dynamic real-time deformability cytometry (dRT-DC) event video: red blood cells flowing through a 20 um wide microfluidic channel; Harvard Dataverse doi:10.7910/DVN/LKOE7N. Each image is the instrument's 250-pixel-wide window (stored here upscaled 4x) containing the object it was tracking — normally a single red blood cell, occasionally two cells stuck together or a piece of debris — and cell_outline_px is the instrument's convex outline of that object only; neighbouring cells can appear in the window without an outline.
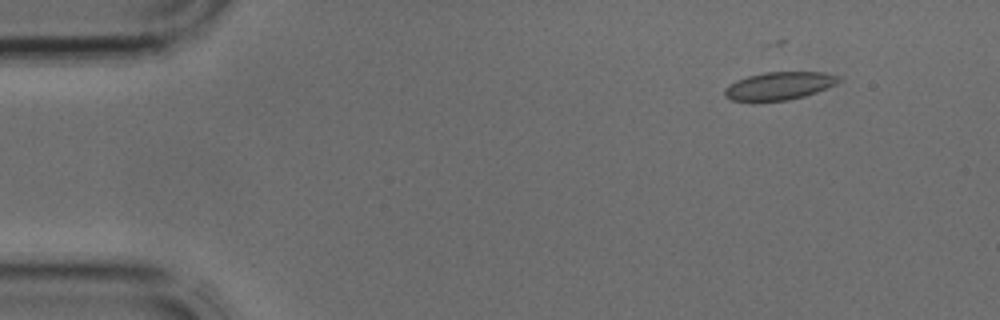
{"species": "common noctule bat (a hibernating species)", "species_latin": "Nyctalus noctula", "temperature_condition": "cold", "stored_images_in_passage": 2, "segment_of_instrument_passage": [2, 2], "camera_frame_rate_fps": 3000, "um_per_image_px": 0.085, "animal": {"sex": "male", "body_mass_g": 17.9, "forearm_length_mm": 54.2}, "frame": {"image": 1, "passage_image": 2, "time_ms": 0.333, "image_size_px": [1000, 320], "cell_outline_px": [[840, 80], [836, 84], [816, 92], [804, 96], [788, 100], [732, 100], [724, 96], [724, 88], [728, 84], [736, 80], [748, 76], [764, 72], [824, 72], [840, 76]], "centroid_in_image_um": [66.23, 7.28], "position_along_channel_um": 18.8, "area_um2": 18.38}}